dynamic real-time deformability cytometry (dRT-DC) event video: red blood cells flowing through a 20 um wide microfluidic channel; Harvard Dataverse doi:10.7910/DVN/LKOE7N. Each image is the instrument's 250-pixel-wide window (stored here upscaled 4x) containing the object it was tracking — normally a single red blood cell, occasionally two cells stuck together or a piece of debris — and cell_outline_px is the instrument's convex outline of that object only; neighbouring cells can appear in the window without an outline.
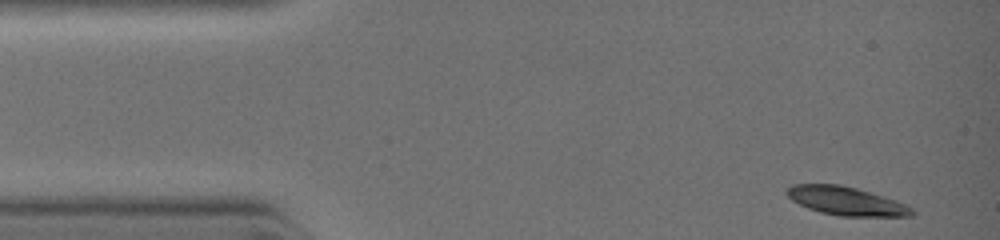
{"species": "common noctule bat (a hibernating species)", "species_latin": "Nyctalus noctula", "temperature_condition": "warm", "stored_images_in_passage": 9, "segment_of_instrument_passage": [2, 2], "camera_frame_rate_fps": 3000, "um_per_image_px": 0.085, "animal": {"sex": "female", "body_mass_g": 19.0, "forearm_length_mm": 51.5}, "frame": {"image": 1, "passage_image": 9, "time_ms": 3.667, "image_size_px": [1000, 240], "cell_outline_px": [[916, 212], [912, 216], [840, 216], [820, 212], [808, 208], [792, 200], [784, 192], [784, 188], [792, 184], [840, 184], [856, 188], [896, 200], [912, 208]], "centroid_in_image_um": [71.89, 17.08], "position_along_channel_um": 13.1, "area_um2": 20.81}}